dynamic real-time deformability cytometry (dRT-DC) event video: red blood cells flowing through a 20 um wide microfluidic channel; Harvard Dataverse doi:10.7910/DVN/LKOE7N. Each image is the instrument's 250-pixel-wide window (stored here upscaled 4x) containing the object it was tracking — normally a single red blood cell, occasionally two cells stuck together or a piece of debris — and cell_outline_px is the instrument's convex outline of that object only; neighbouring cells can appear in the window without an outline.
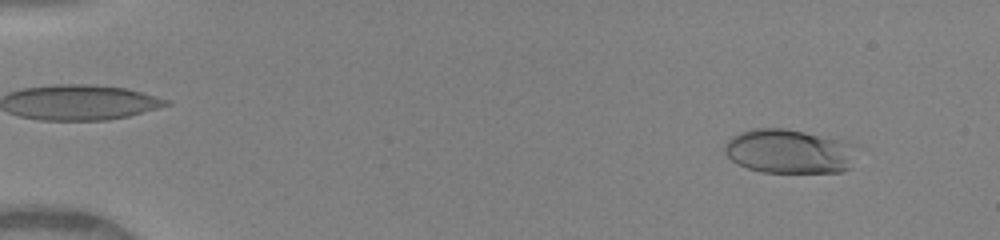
{"species": "human", "species_latin": "Homo sapiens", "temperature_condition": "warm", "stored_images_in_passage": 49, "camera_frame_rate_fps": 3000, "um_per_image_px": 0.085, "donor": {"sex": "female"}, "frame": {"image": 1, "passage_image": 4, "time_ms": 1.0, "image_size_px": [1000, 240], "cell_outline_px": [[852, 168], [840, 172], [764, 172], [748, 168], [736, 164], [724, 152], [724, 144], [732, 136], [740, 132], [756, 128], [784, 128], [844, 140], [848, 144]], "centroid_in_image_um": [66.97, 12.86], "position_along_channel_um": 18.0, "area_um2": 33.47}}
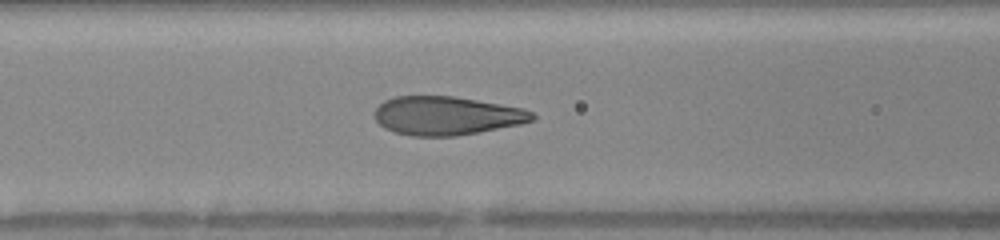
{"frame": {"image": 2, "passage_image": 21, "time_ms": 6.667, "image_size_px": [1000, 240], "cell_outline_px": [[536, 116], [532, 120], [520, 124], [456, 136], [412, 136], [396, 132], [384, 128], [376, 120], [376, 108], [384, 100], [396, 96], [452, 96], [524, 108], [532, 112]], "centroid_in_image_um": [37.96, 9.83], "position_along_channel_um": 128.6, "area_um2": 35.2}}
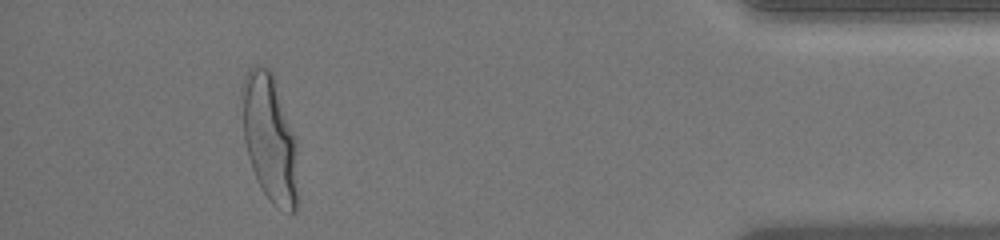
{"frame": {"image": 3, "passage_image": 45, "time_ms": 14.667, "image_size_px": [1000, 240], "cell_outline_px": [[296, 212], [288, 212], [276, 208], [272, 204], [260, 188], [252, 168], [248, 156], [244, 140], [244, 80], [248, 68], [256, 64], [260, 64], [268, 68], [272, 72], [296, 140]], "centroid_in_image_um": [22.93, 11.79], "position_along_channel_um": 412.3, "area_um2": 40.63}, "authors_computed_cell_mechanics": {"area_um2": 35.7782, "velocity_mm_per_s": 4.1217, "shape_relaxation_time_tau1_ms": 4.0651, "shape_relaxation_time_tau2_ms": null, "deformation_change_tau1": 0.2253, "deformation_change_tau2": null}}